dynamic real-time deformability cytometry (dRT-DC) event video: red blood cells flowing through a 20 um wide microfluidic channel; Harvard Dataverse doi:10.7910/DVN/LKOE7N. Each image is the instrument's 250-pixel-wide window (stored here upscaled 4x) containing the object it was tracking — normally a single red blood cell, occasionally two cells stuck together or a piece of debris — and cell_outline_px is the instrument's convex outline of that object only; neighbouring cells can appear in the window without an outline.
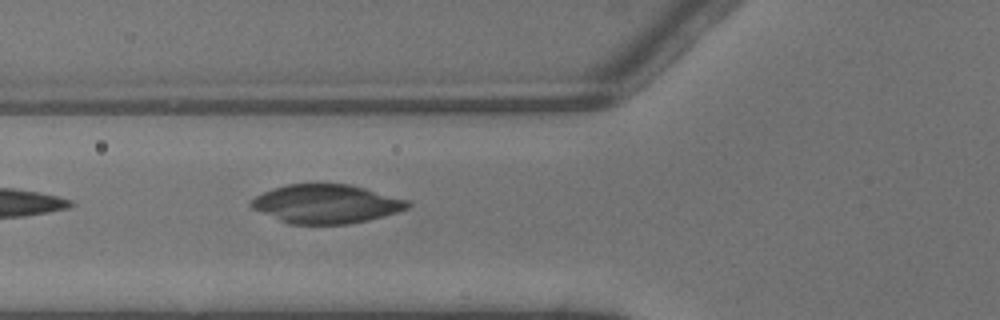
{"species": "common noctule bat (a hibernating species)", "species_latin": "Nyctalus noctula", "temperature_condition": "warm", "stored_images_in_passage": 5, "camera_frame_rate_fps": 3000, "um_per_image_px": 0.085, "animal": {"sex": "male", "body_mass_g": 13.3}, "frame": {"image": 1, "passage_image": 5, "time_ms": 1.333, "image_size_px": [1000, 320], "cell_outline_px": [[412, 204], [408, 208], [396, 212], [368, 220], [348, 224], [288, 224], [252, 208], [248, 204], [256, 196], [272, 188], [288, 184], [348, 184], [364, 188], [408, 200]], "centroid_in_image_um": [27.71, 17.33], "position_along_channel_um": 98.1, "area_um2": 35.14}}